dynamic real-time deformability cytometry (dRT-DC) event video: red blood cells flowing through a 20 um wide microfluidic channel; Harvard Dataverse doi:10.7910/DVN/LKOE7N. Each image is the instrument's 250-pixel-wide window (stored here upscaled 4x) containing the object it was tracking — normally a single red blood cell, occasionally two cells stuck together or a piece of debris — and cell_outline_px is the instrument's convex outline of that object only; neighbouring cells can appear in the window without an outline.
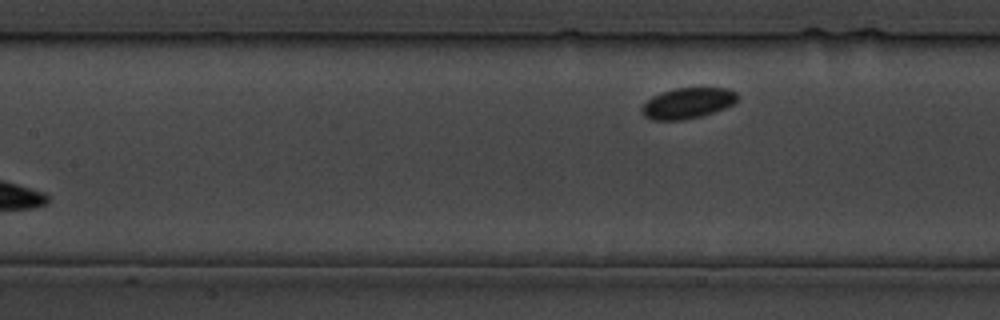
{"species": "common noctule bat (a hibernating species)", "species_latin": "Nyctalus noctula", "temperature_condition": "cold", "stored_images_in_passage": 10, "segment_of_instrument_passage": [2, 2], "camera_frame_rate_fps": 3000, "um_per_image_px": 0.085, "animal": {"sex": "male", "body_mass_g": 19.5, "forearm_length_mm": 54.6}, "frame": {"image": 1, "passage_image": 10, "time_ms": 13.0, "image_size_px": [1000, 320], "cell_outline_px": [[740, 96], [732, 104], [724, 108], [700, 116], [684, 120], [652, 120], [644, 116], [640, 108], [652, 96], [660, 92], [676, 88], [728, 88], [736, 92]], "centroid_in_image_um": [58.43, 8.76], "position_along_channel_um": 149.0, "area_um2": 17.11}}